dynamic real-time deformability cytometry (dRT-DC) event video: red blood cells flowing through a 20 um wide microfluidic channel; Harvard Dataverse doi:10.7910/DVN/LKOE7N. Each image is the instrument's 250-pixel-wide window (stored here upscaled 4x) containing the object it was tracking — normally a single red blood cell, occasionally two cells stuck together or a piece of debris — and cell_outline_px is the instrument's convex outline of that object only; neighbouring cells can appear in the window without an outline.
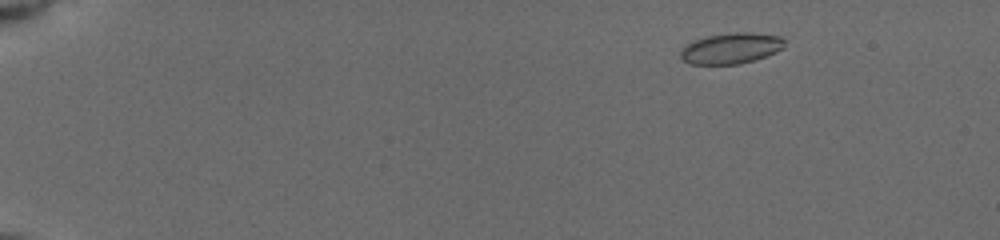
{"species": "common noctule bat (a hibernating species)", "species_latin": "Nyctalus noctula", "temperature_condition": "cold", "stored_images_in_passage": 26, "camera_frame_rate_fps": 3000, "um_per_image_px": 0.085, "animal": {"sex": "female", "body_mass_g": 19.5, "forearm_length_mm": 54.1}, "frame": {"image": 1, "passage_image": 5, "time_ms": 2.0, "image_size_px": [1000, 240], "cell_outline_px": [[784, 48], [776, 52], [740, 64], [688, 64], [680, 56], [680, 52], [688, 44], [696, 40], [708, 36], [736, 32], [752, 32], [780, 36], [784, 40]], "centroid_in_image_um": [62.16, 4.1], "position_along_channel_um": 22.8, "area_um2": 18.44}}
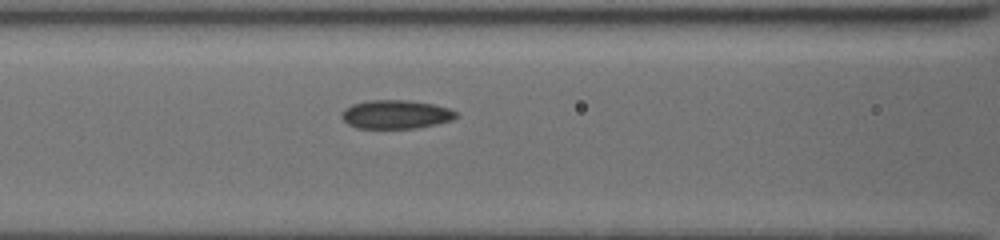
{"frame": {"image": 2, "passage_image": 17, "time_ms": 8.0, "image_size_px": [1000, 240], "cell_outline_px": [[456, 116], [452, 120], [436, 124], [416, 128], [356, 128], [348, 124], [340, 116], [340, 112], [344, 108], [352, 104], [368, 100], [408, 100], [432, 104], [448, 108], [456, 112]], "centroid_in_image_um": [33.59, 9.72], "position_along_channel_um": 133.0, "area_um2": 19.13}}
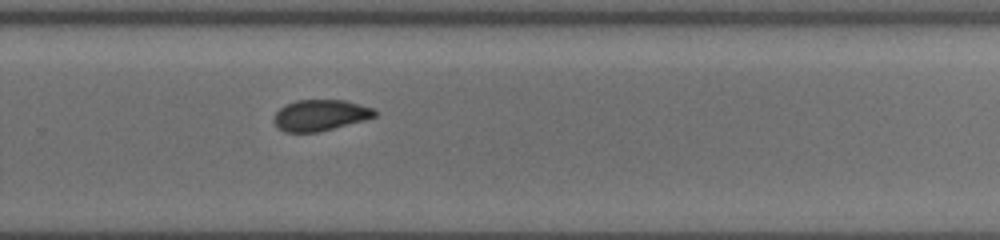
{"frame": {"image": 3, "passage_image": 26, "time_ms": 12.333, "image_size_px": [1000, 240], "cell_outline_px": [[376, 116], [364, 120], [316, 132], [284, 132], [276, 124], [276, 112], [280, 108], [296, 100], [344, 100], [376, 108]], "centroid_in_image_um": [27.27, 9.78], "position_along_channel_um": 302.5, "area_um2": 17.92}}